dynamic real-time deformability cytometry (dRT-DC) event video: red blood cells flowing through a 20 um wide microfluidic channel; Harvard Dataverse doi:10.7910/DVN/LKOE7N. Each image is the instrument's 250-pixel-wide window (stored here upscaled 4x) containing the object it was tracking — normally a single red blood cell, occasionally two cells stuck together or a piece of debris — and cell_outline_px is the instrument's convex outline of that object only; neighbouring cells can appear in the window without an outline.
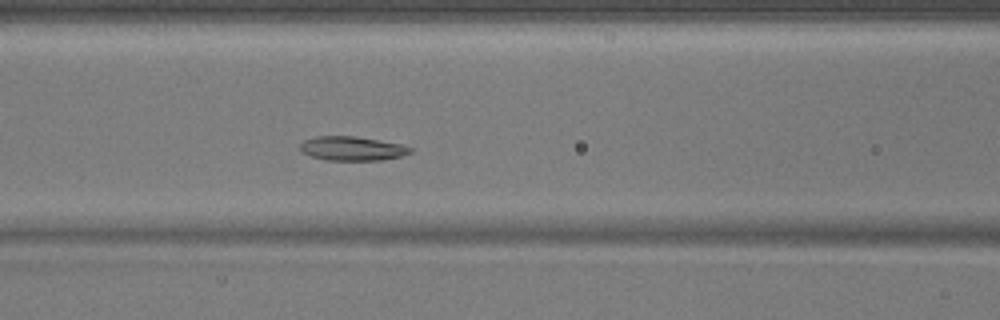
{"species": "common noctule bat (a hibernating species)", "species_latin": "Nyctalus noctula", "temperature_condition": "warm", "stored_images_in_passage": 50, "camera_frame_rate_fps": 3000, "um_per_image_px": 0.085, "animal": {"sex": "male", "body_mass_g": 17.9}, "frame": {"image": 1, "passage_image": 20, "time_ms": 6.333, "image_size_px": [1000, 320], "cell_outline_px": [[412, 152], [400, 156], [380, 160], [328, 160], [312, 156], [300, 152], [300, 144], [304, 140], [316, 136], [356, 136], [400, 144], [412, 148]], "centroid_in_image_um": [29.9, 12.62], "position_along_channel_um": 136.7, "area_um2": 15.37}}
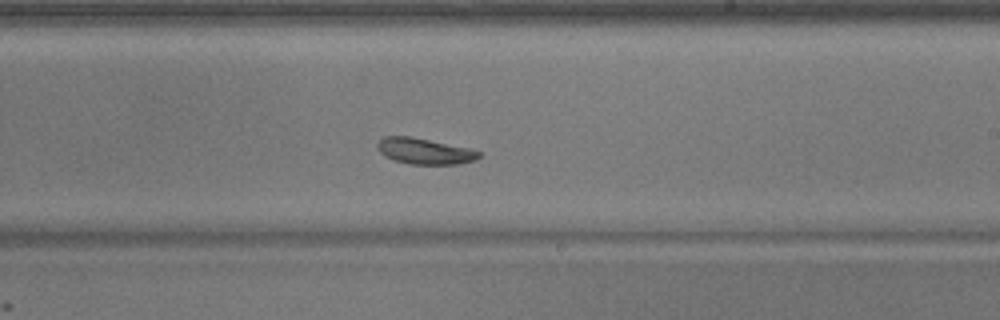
{"frame": {"image": 2, "passage_image": 29, "time_ms": 9.333, "image_size_px": [1000, 320], "cell_outline_px": [[480, 156], [476, 160], [460, 164], [408, 164], [384, 156], [376, 148], [376, 144], [384, 136], [412, 136], [468, 148], [480, 152]], "centroid_in_image_um": [36.07, 12.85], "position_along_channel_um": 252.9, "area_um2": 15.37}}
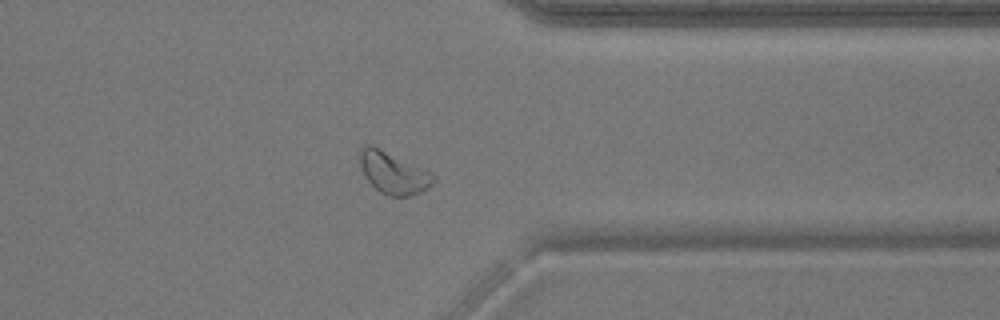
{"frame": {"image": 3, "passage_image": 39, "time_ms": 12.667, "image_size_px": [1000, 320], "cell_outline_px": [[436, 180], [428, 188], [412, 196], [388, 196], [380, 192], [364, 176], [360, 164], [360, 148], [364, 144], [372, 144], [436, 176]], "centroid_in_image_um": [33.4, 14.7], "position_along_channel_um": 378.0, "area_um2": 17.69}}